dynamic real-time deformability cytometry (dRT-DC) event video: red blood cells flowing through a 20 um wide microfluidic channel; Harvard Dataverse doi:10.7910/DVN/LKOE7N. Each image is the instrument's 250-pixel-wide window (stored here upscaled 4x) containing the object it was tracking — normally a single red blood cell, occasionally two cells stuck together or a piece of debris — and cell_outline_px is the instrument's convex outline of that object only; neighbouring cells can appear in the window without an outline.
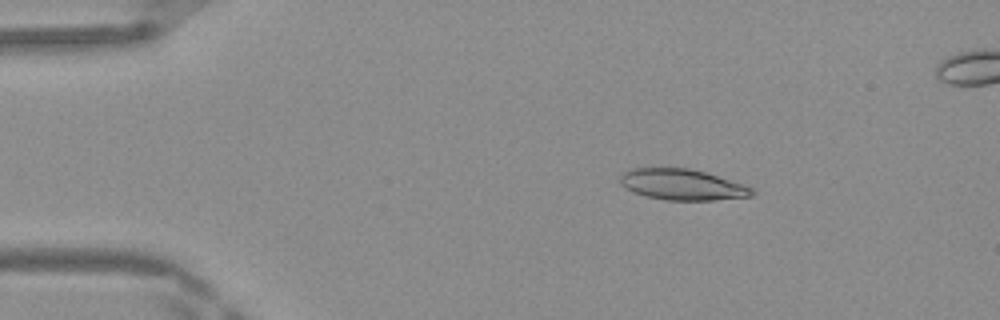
{"species": "Egyptian fruit bat (a non-hibernating species)", "species_latin": "Rousettus aegyptiacus", "temperature_condition": "warm", "stored_images_in_passage": 45, "camera_frame_rate_fps": 3000, "um_per_image_px": 0.085, "frame": {"image": 1, "passage_image": 4, "time_ms": 1.0, "image_size_px": [1000, 320], "cell_outline_px": [[756, 192], [752, 196], [712, 200], [668, 200], [644, 196], [632, 192], [624, 188], [620, 184], [620, 176], [624, 172], [632, 168], [688, 168], [704, 172], [744, 184], [752, 188]], "centroid_in_image_um": [57.96, 15.69], "position_along_channel_um": 27.0, "area_um2": 23.76}}
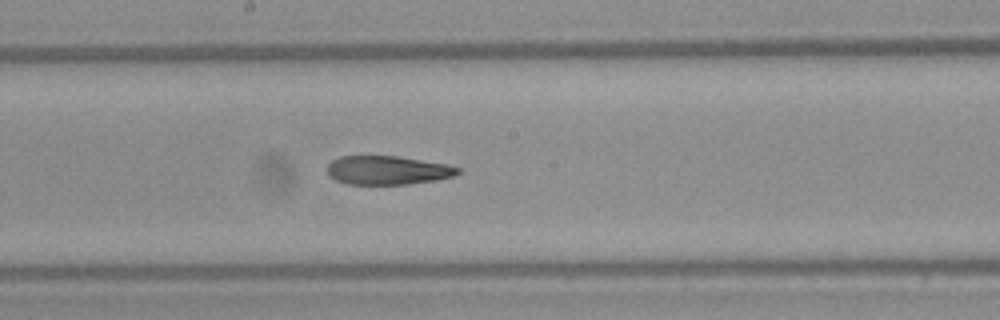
{"frame": {"image": 2, "passage_image": 22, "time_ms": 7.0, "image_size_px": [1000, 320], "cell_outline_px": [[460, 172], [452, 176], [436, 180], [408, 184], [348, 184], [336, 180], [328, 176], [328, 164], [332, 160], [340, 156], [396, 156], [448, 164], [460, 168]], "centroid_in_image_um": [32.93, 14.47], "position_along_channel_um": 215.3, "area_um2": 21.85}}
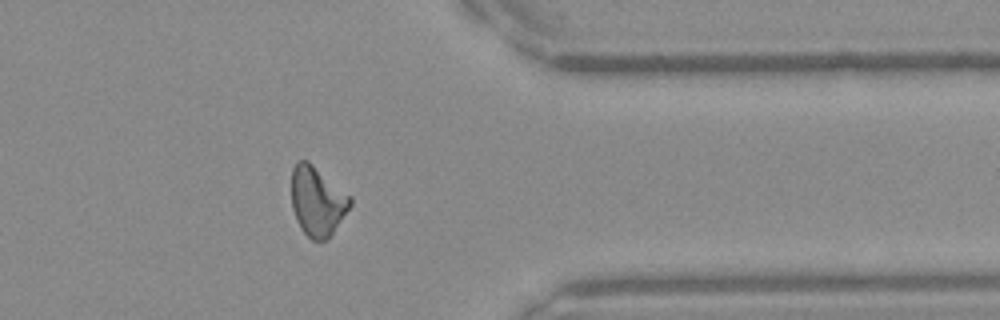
{"frame": {"image": 3, "passage_image": 35, "time_ms": 11.333, "image_size_px": [1000, 320], "cell_outline_px": [[352, 204], [328, 240], [312, 240], [300, 228], [296, 220], [292, 208], [292, 168], [296, 160], [308, 160], [352, 196]], "centroid_in_image_um": [26.98, 17.08], "position_along_channel_um": 384.4, "area_um2": 23.99}, "authors_computed_cell_mechanics": {"area_um2": 23.5246, "velocity_mm_per_s": 4.2036, "shape_relaxation_time_tau1_ms": null, "shape_relaxation_time_tau2_ms": 5.1018, "deformation_change_tau1": null, "deformation_change_tau2": 0.1624}}